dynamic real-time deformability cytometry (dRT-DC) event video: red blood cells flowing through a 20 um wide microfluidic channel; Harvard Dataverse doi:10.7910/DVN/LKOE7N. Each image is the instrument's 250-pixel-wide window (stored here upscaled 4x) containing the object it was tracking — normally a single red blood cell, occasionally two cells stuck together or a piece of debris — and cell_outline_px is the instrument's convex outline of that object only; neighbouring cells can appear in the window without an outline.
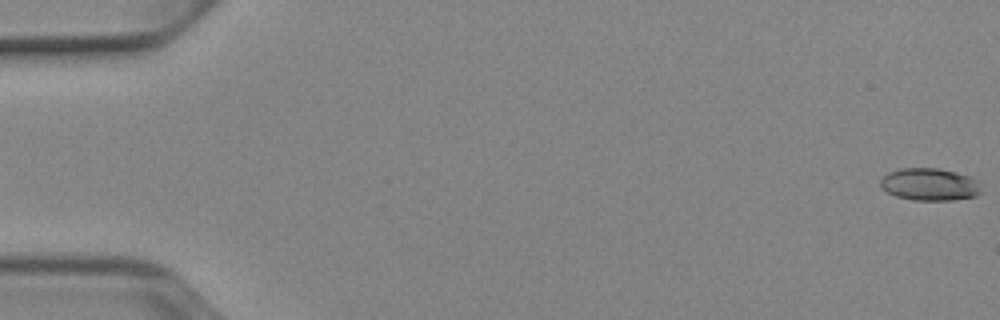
{"species": "Egyptian fruit bat (a non-hibernating species)", "species_latin": "Rousettus aegyptiacus", "temperature_condition": "cold", "stored_images_in_passage": 53, "camera_frame_rate_fps": 3000, "um_per_image_px": 0.085, "animal": {"sex": "female"}, "frame": {"image": 1, "passage_image": 1, "time_ms": 0.0, "image_size_px": [1000, 320], "cell_outline_px": [[980, 192], [976, 196], [952, 200], [912, 200], [896, 196], [888, 192], [880, 184], [880, 180], [888, 172], [900, 168], [936, 168], [956, 172], [968, 176], [976, 180], [980, 188]], "centroid_in_image_um": [79.0, 15.67], "position_along_channel_um": 6.0, "area_um2": 18.84}}
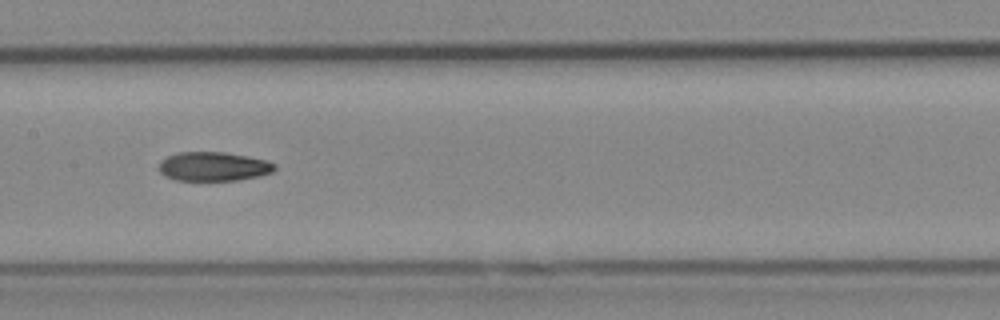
{"frame": {"image": 2, "passage_image": 27, "time_ms": 8.667, "image_size_px": [1000, 320], "cell_outline_px": [[276, 168], [272, 172], [260, 176], [236, 180], [176, 180], [164, 176], [160, 172], [160, 160], [168, 156], [180, 152], [224, 152], [248, 156], [268, 160], [276, 164]], "centroid_in_image_um": [18.17, 14.15], "position_along_channel_um": 189.2, "area_um2": 19.65}}
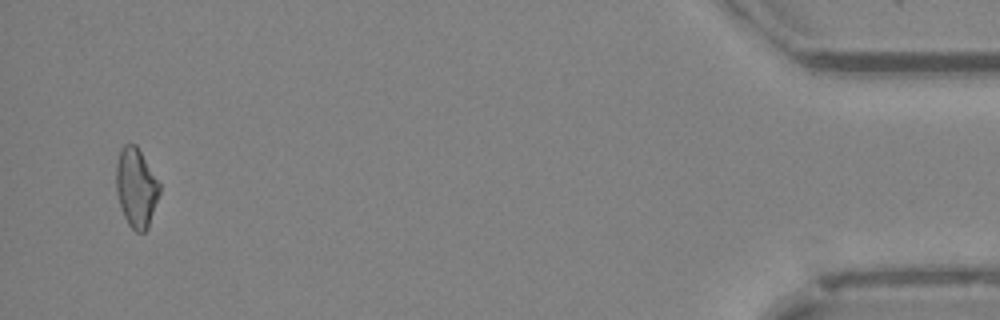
{"frame": {"image": 3, "passage_image": 51, "time_ms": 16.667, "image_size_px": [1000, 320], "cell_outline_px": [[160, 192], [148, 228], [144, 232], [136, 232], [128, 224], [124, 216], [116, 192], [116, 164], [120, 148], [124, 144], [136, 144], [160, 184]], "centroid_in_image_um": [11.57, 15.94], "position_along_channel_um": 423.6, "area_um2": 19.94}, "authors_computed_cell_mechanics": {"area_um2": 19.941, "velocity_mm_per_s": 3.9311, "shape_relaxation_time_tau1_ms": null, "shape_relaxation_time_tau2_ms": 5.7039, "deformation_change_tau1": null, "deformation_change_tau2": 0.1226}}